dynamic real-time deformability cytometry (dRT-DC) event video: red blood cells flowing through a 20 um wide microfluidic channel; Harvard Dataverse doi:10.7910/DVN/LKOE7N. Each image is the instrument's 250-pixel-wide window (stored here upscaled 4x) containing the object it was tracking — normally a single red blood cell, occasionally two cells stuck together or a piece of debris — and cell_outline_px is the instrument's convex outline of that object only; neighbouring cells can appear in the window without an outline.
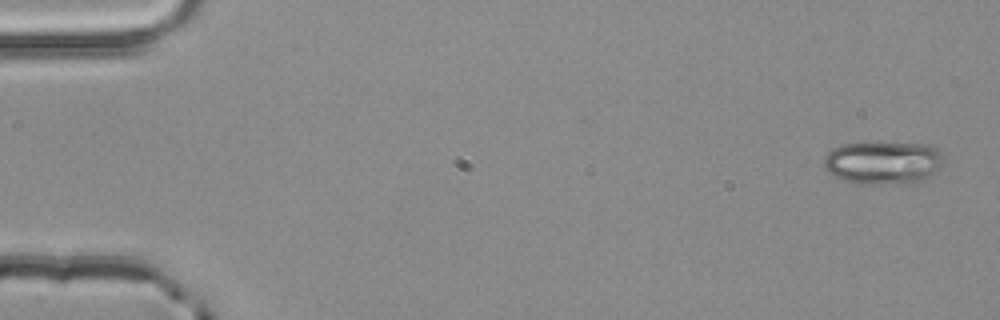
{"species": "common noctule bat (a hibernating species)", "species_latin": "Nyctalus noctula", "temperature_condition": "room temperature", "stored_images_in_passage": 4, "segment_of_instrument_passage": [2, 2], "camera_frame_rate_fps": 3000, "um_per_image_px": 0.085, "animal": {"sex": "male", "body_mass_g": 20.4}, "frame": {"image": 1, "passage_image": 4, "time_ms": 1.0, "image_size_px": [1000, 320], "cell_outline_px": [[940, 168], [928, 180], [916, 184], [864, 184], [844, 180], [832, 176], [824, 168], [824, 156], [832, 148], [840, 144], [876, 140], [880, 140], [928, 144], [936, 148], [940, 152]], "centroid_in_image_um": [75.06, 13.8], "position_along_channel_um": 9.9, "area_um2": 31.44}}